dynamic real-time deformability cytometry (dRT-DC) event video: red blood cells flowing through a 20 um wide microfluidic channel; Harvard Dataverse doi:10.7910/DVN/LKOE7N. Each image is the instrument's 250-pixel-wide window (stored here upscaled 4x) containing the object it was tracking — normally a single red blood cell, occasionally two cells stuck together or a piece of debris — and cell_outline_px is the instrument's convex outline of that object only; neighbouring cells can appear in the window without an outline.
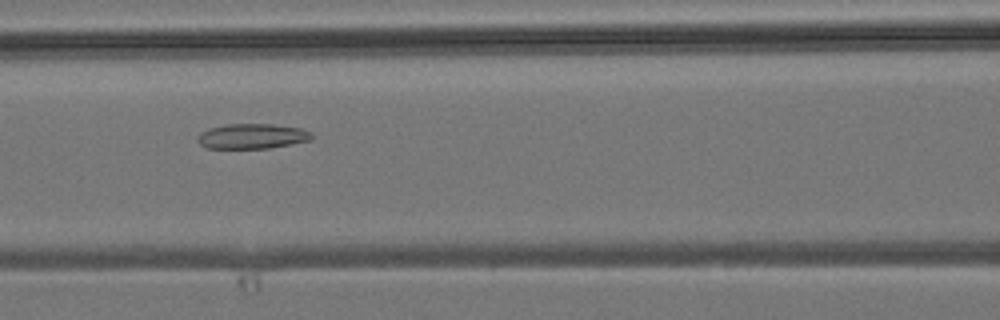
{"species": "common noctule bat (a hibernating species)", "species_latin": "Nyctalus noctula", "temperature_condition": "room temperature", "stored_images_in_passage": 6, "camera_frame_rate_fps": 3000, "um_per_image_px": 0.085, "animal": {"sex": "male", "body_mass_g": 19.2, "forearm_length_mm": 51.8}, "frame": {"image": 1, "passage_image": 5, "time_ms": 5.0, "image_size_px": [1000, 320], "cell_outline_px": [[312, 140], [268, 148], [204, 148], [196, 140], [196, 136], [200, 132], [208, 128], [224, 124], [272, 124], [300, 128], [312, 132]], "centroid_in_image_um": [21.38, 11.57], "position_along_channel_um": 145.2, "area_um2": 16.82}}
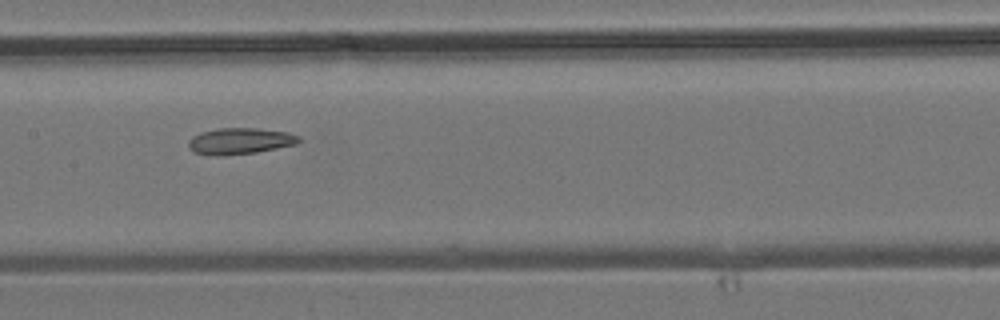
{"frame": {"image": 2, "passage_image": 6, "time_ms": 6.0, "image_size_px": [1000, 320], "cell_outline_px": [[300, 140], [296, 144], [256, 152], [224, 156], [216, 156], [196, 152], [188, 148], [188, 140], [192, 136], [200, 132], [216, 128], [260, 128], [288, 132], [300, 136]], "centroid_in_image_um": [20.38, 11.98], "position_along_channel_um": 187.0, "area_um2": 17.05}}